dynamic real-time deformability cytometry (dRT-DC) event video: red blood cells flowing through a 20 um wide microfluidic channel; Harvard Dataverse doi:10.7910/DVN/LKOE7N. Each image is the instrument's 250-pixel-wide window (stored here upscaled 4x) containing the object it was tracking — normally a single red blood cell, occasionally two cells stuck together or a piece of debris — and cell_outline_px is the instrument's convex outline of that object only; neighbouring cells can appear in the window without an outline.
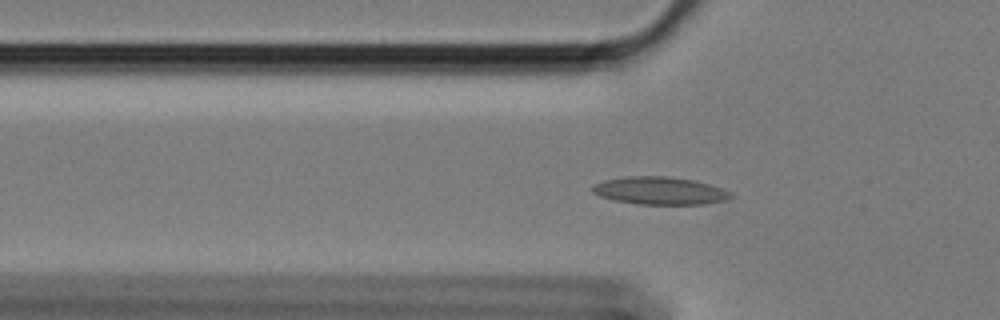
{"species": "Egyptian fruit bat (a non-hibernating species)", "species_latin": "Rousettus aegyptiacus", "temperature_condition": "cold", "stored_images_in_passage": 37, "camera_frame_rate_fps": 3000, "um_per_image_px": 0.085, "animal": {"sex": "female"}, "frame": {"image": 1, "passage_image": 4, "time_ms": 1.0, "image_size_px": [1000, 320], "cell_outline_px": [[736, 196], [728, 200], [708, 204], [636, 204], [616, 200], [600, 196], [592, 192], [592, 184], [604, 180], [628, 176], [664, 176], [692, 180], [708, 184], [732, 192]], "centroid_in_image_um": [56.11, 16.22], "position_along_channel_um": 69.7, "area_um2": 22.37}}
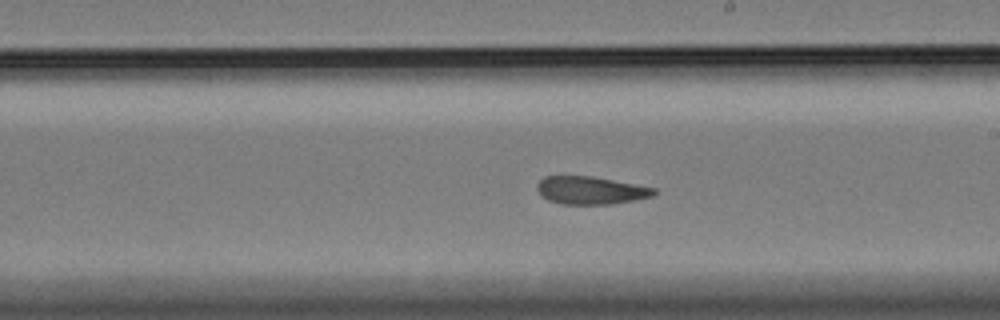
{"frame": {"image": 2, "passage_image": 19, "time_ms": 6.0, "image_size_px": [1000, 320], "cell_outline_px": [[656, 192], [652, 196], [636, 200], [612, 204], [560, 204], [548, 200], [540, 196], [536, 188], [536, 184], [544, 176], [592, 176], [656, 188]], "centroid_in_image_um": [50.17, 16.18], "position_along_channel_um": 238.8, "area_um2": 19.07}}
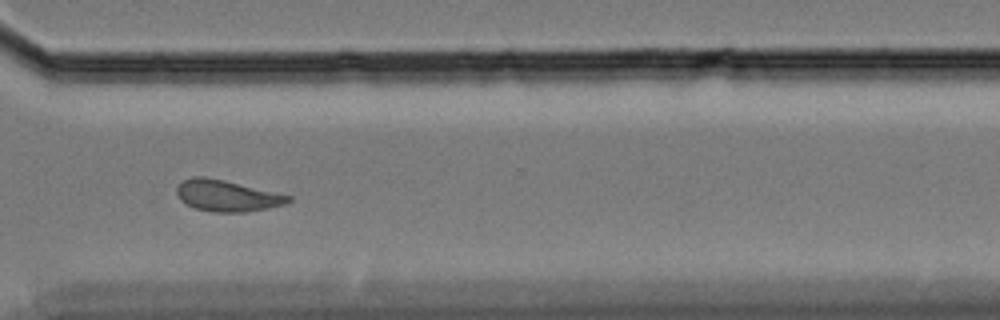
{"frame": {"image": 3, "passage_image": 29, "time_ms": 9.333, "image_size_px": [1000, 320], "cell_outline_px": [[292, 200], [284, 204], [268, 208], [244, 212], [212, 212], [196, 208], [184, 204], [176, 196], [176, 188], [184, 180], [192, 176], [204, 176], [224, 180], [292, 196]], "centroid_in_image_um": [19.25, 16.64], "position_along_channel_um": 351.3, "area_um2": 20.35}, "authors_computed_cell_mechanics": {"area_um2": 19.7676, "velocity_mm_per_s": 3.3737, "shape_relaxation_time_tau1_ms": null, "shape_relaxation_time_tau2_ms": 2.4097, "deformation_change_tau1": null, "deformation_change_tau2": 0.0961}}